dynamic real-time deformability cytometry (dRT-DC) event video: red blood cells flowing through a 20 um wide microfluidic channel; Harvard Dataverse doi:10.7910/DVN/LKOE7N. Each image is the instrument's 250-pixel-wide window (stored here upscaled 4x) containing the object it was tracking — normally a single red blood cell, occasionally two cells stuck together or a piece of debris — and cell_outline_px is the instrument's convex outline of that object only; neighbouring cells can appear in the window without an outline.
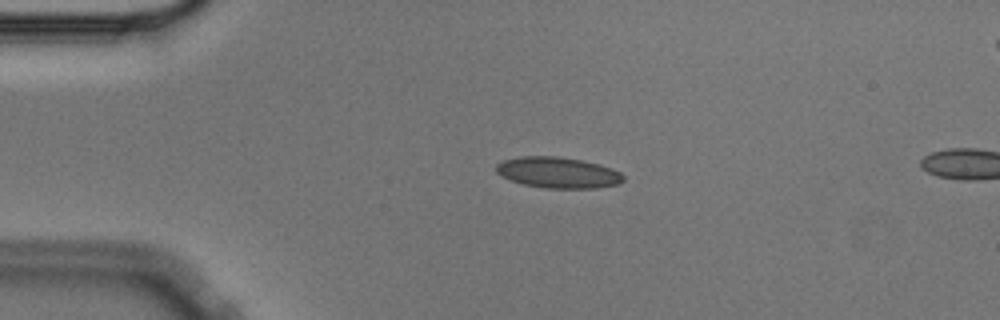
{"species": "Egyptian fruit bat (a non-hibernating species)", "species_latin": "Rousettus aegyptiacus", "temperature_condition": "cold", "stored_images_in_passage": 6, "camera_frame_rate_fps": 3000, "um_per_image_px": 0.085, "animal": {"sex": "male"}, "frame": {"image": 1, "passage_image": 1, "time_ms": 0.0, "image_size_px": [1000, 320], "cell_outline_px": [[624, 180], [620, 184], [596, 188], [544, 188], [524, 184], [500, 176], [496, 172], [496, 164], [504, 160], [520, 156], [556, 156], [580, 160], [600, 164], [612, 168], [620, 172], [624, 176]], "centroid_in_image_um": [47.44, 14.67], "position_along_channel_um": 37.6, "area_um2": 23.0}}